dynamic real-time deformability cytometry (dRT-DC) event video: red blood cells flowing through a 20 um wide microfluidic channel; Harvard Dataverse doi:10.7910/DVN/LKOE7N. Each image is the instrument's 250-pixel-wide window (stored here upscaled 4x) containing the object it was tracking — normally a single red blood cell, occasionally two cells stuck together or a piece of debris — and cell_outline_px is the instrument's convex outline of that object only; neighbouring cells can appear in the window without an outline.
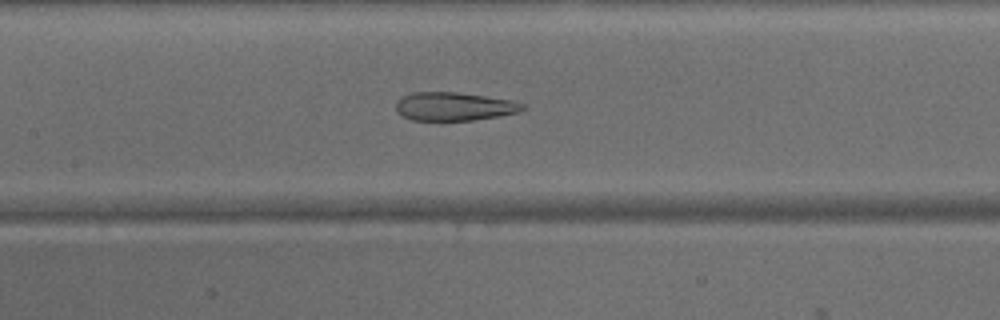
{"species": "common noctule bat (a hibernating species)", "species_latin": "Nyctalus noctula", "temperature_condition": "warm", "stored_images_in_passage": 47, "camera_frame_rate_fps": 3000, "um_per_image_px": 0.085, "animal": {"sex": "male", "body_mass_g": 15.6}, "frame": {"image": 1, "passage_image": 22, "time_ms": 7.0, "image_size_px": [1000, 320], "cell_outline_px": [[528, 108], [520, 112], [472, 120], [412, 120], [396, 112], [396, 100], [412, 92], [456, 92], [484, 96], [508, 100], [524, 104]], "centroid_in_image_um": [38.58, 9.05], "position_along_channel_um": 168.8, "area_um2": 20.81}}
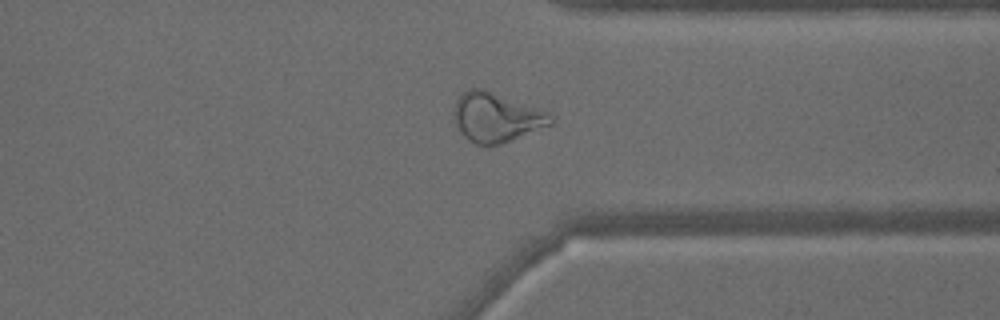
{"frame": {"image": 2, "passage_image": 36, "time_ms": 11.667, "image_size_px": [1000, 320], "cell_outline_px": [[556, 120], [552, 124], [500, 144], [488, 148], [476, 144], [468, 140], [460, 132], [456, 124], [452, 112], [456, 100], [468, 88], [484, 88], [540, 108], [556, 116]], "centroid_in_image_um": [42.2, 9.97], "position_along_channel_um": 369.2, "area_um2": 28.38}}
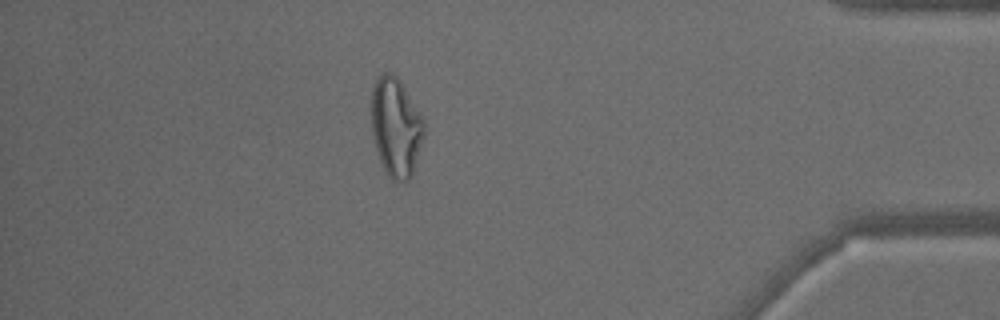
{"frame": {"image": 3, "passage_image": 41, "time_ms": 13.333, "image_size_px": [1000, 320], "cell_outline_px": [[424, 136], [412, 176], [408, 180], [392, 180], [388, 176], [380, 160], [376, 148], [372, 132], [372, 88], [376, 76], [384, 72], [392, 72], [400, 80], [420, 112], [424, 120]], "centroid_in_image_um": [33.66, 10.77], "position_along_channel_um": 401.5, "area_um2": 30.4}}